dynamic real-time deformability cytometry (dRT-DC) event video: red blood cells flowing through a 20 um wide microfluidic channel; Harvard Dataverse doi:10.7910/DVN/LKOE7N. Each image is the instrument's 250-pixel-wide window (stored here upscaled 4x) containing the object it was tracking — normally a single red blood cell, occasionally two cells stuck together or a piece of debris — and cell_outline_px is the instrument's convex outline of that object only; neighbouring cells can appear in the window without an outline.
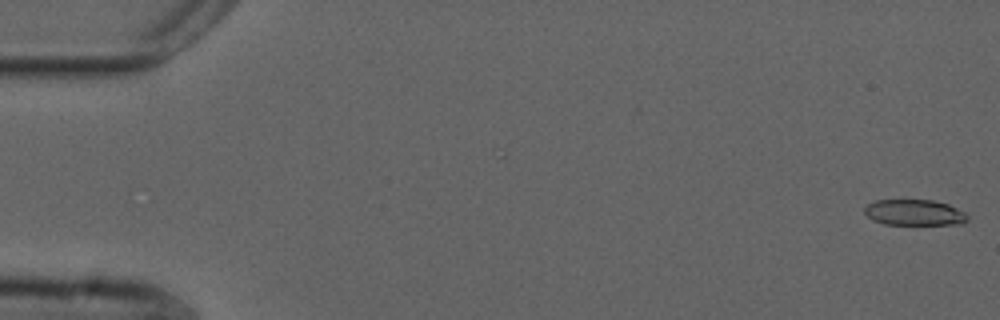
{"species": "common noctule bat (a hibernating species)", "species_latin": "Nyctalus noctula", "temperature_condition": "cold", "stored_images_in_passage": 55, "camera_frame_rate_fps": 3000, "um_per_image_px": 0.085, "animal": {"sex": "male", "forearm_length_mm": 52.5}, "frame": {"image": 1, "passage_image": 1, "time_ms": 0.0, "image_size_px": [1000, 320], "cell_outline_px": [[968, 220], [964, 224], [884, 224], [872, 220], [864, 212], [864, 208], [868, 204], [876, 200], [932, 200], [948, 204], [964, 212], [968, 216]], "centroid_in_image_um": [77.73, 18.07], "position_along_channel_um": 7.3, "area_um2": 15.49}}
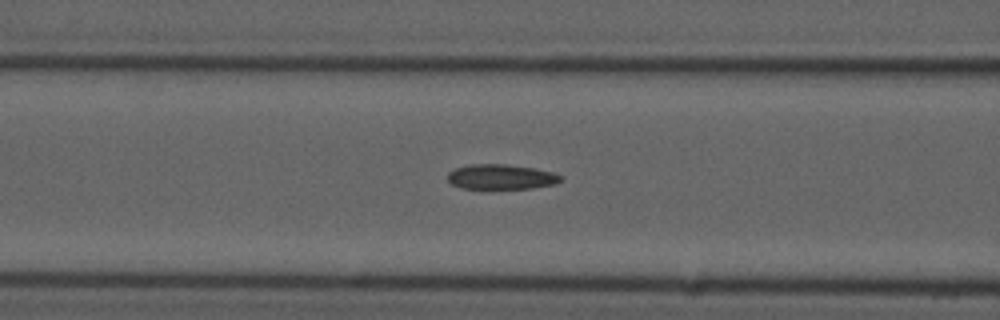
{"frame": {"image": 2, "passage_image": 22, "time_ms": 7.0, "image_size_px": [1000, 320], "cell_outline_px": [[564, 176], [556, 184], [532, 188], [460, 188], [452, 184], [448, 180], [448, 172], [456, 168], [472, 164], [504, 164], [532, 168], [552, 172]], "centroid_in_image_um": [42.6, 15.03], "position_along_channel_um": 124.0, "area_um2": 16.3}}
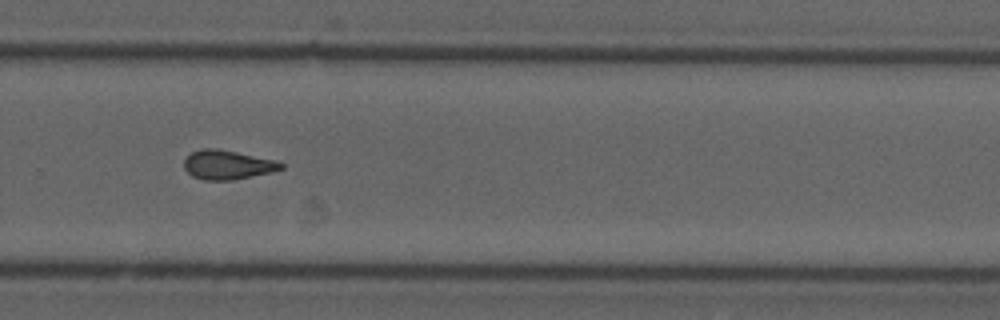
{"frame": {"image": 3, "passage_image": 37, "time_ms": 12.0, "image_size_px": [1000, 320], "cell_outline_px": [[284, 168], [272, 172], [232, 180], [204, 180], [192, 176], [184, 168], [184, 160], [192, 152], [200, 148], [220, 148], [276, 160], [284, 164]], "centroid_in_image_um": [19.34, 13.99], "position_along_channel_um": 310.5, "area_um2": 16.65}, "authors_computed_cell_mechanics": {"area_um2": 16.6464, "velocity_mm_per_s": 3.7426, "shape_relaxation_time_tau1_ms": null, "shape_relaxation_time_tau2_ms": 3.9748, "deformation_change_tau1": null, "deformation_change_tau2": 0.1224}}